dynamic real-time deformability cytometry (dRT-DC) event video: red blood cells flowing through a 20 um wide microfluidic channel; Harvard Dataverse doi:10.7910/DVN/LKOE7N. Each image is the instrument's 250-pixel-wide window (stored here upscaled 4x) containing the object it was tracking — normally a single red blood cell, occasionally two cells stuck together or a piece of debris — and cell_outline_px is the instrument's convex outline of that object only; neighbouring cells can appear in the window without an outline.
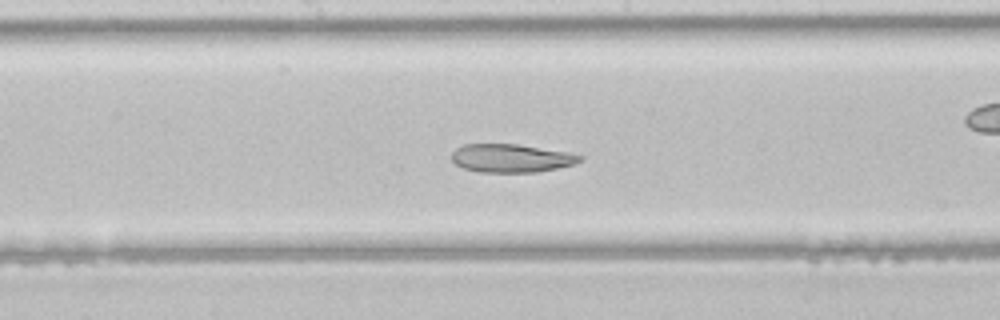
{"species": "common noctule bat (a hibernating species)", "species_latin": "Nyctalus noctula", "temperature_condition": "room temperature", "stored_images_in_passage": 40, "camera_frame_rate_fps": 3000, "um_per_image_px": 0.085, "animal": {"sex": "male", "body_mass_g": 21.5, "forearm_length_mm": 52.0}, "frame": {"image": 1, "passage_image": 23, "time_ms": 7.333, "image_size_px": [1000, 320], "cell_outline_px": [[584, 160], [576, 164], [536, 172], [480, 172], [464, 168], [456, 164], [452, 160], [452, 152], [456, 148], [464, 144], [516, 144], [564, 152], [584, 156]], "centroid_in_image_um": [43.45, 13.45], "position_along_channel_um": 204.7, "area_um2": 20.98}}
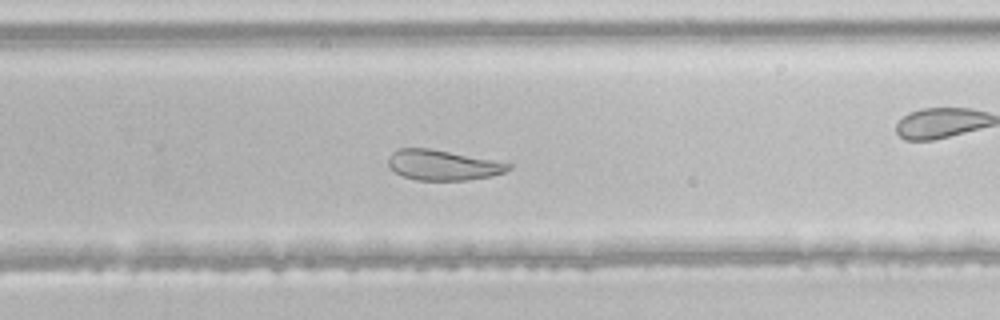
{"frame": {"image": 2, "passage_image": 29, "time_ms": 9.333, "image_size_px": [1000, 320], "cell_outline_px": [[512, 168], [504, 172], [492, 176], [468, 180], [416, 180], [400, 176], [388, 164], [388, 156], [392, 152], [400, 148], [428, 148], [492, 160], [512, 164]], "centroid_in_image_um": [37.61, 14.04], "position_along_channel_um": 292.2, "area_um2": 21.04}}